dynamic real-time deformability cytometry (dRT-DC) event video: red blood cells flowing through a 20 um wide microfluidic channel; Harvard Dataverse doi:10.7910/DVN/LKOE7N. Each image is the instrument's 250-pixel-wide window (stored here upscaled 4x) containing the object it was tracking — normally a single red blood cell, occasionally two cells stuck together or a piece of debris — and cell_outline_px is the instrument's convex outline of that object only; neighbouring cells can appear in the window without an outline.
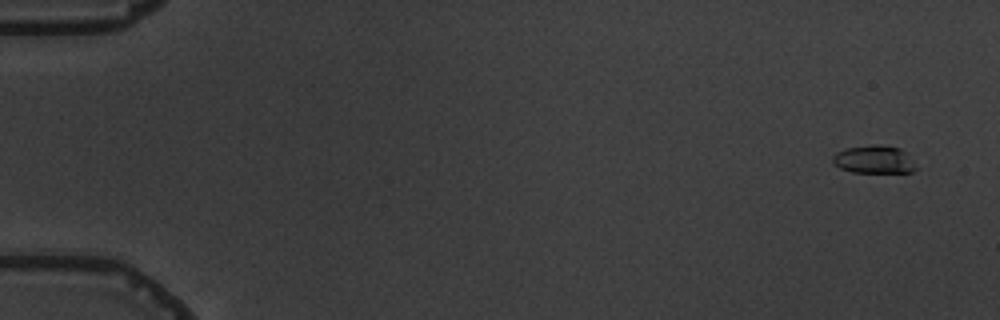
{"species": "common noctule bat (a hibernating species)", "species_latin": "Nyctalus noctula", "temperature_condition": "warm", "stored_images_in_passage": 6, "camera_frame_rate_fps": 3000, "um_per_image_px": 0.085, "animal": {"sex": "male", "body_mass_g": 19.5, "forearm_length_mm": 54.6}, "frame": {"image": 1, "passage_image": 1, "time_ms": 0.0, "image_size_px": [1000, 320], "cell_outline_px": [[916, 168], [912, 172], [852, 172], [840, 168], [832, 164], [832, 156], [836, 152], [848, 148], [872, 144], [880, 144], [900, 148], [912, 160]], "centroid_in_image_um": [74.25, 13.55], "position_along_channel_um": 10.8, "area_um2": 13.53}}
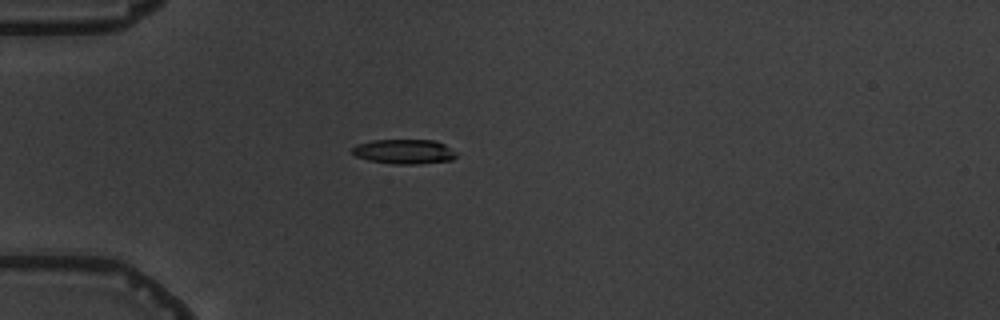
{"frame": {"image": 2, "passage_image": 5, "time_ms": 4.667, "image_size_px": [1000, 320], "cell_outline_px": [[456, 156], [452, 160], [420, 164], [392, 164], [368, 160], [356, 156], [352, 152], [352, 148], [356, 144], [372, 140], [436, 140], [444, 144], [456, 152]], "centroid_in_image_um": [34.35, 12.88], "position_along_channel_um": 50.6, "area_um2": 15.03}}